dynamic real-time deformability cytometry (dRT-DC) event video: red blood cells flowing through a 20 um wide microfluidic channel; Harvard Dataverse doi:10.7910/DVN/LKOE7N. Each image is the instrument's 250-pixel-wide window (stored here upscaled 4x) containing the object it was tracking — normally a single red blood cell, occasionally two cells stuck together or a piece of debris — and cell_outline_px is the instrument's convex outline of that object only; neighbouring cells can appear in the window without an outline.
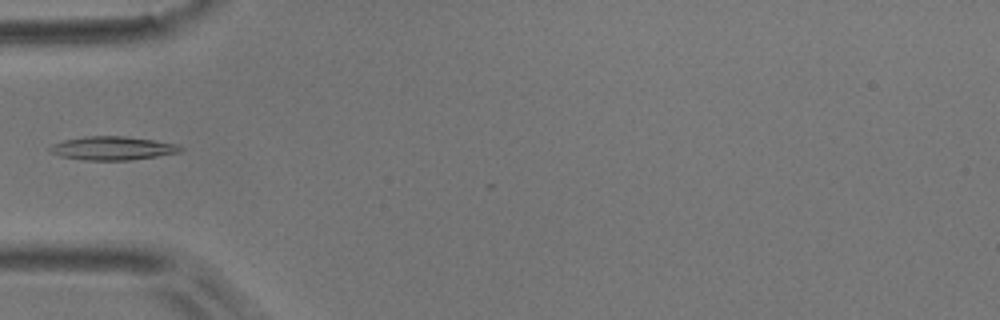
{"species": "common noctule bat (a hibernating species)", "species_latin": "Nyctalus noctula", "temperature_condition": "room temperature", "stored_images_in_passage": 4, "camera_frame_rate_fps": 3000, "um_per_image_px": 0.085, "animal": {"sex": "male", "body_mass_g": 17.9}, "frame": {"image": 1, "passage_image": 3, "time_ms": 3.333, "image_size_px": [1000, 320], "cell_outline_px": [[184, 148], [180, 152], [132, 160], [84, 160], [60, 156], [48, 152], [48, 148], [52, 144], [64, 140], [84, 136], [124, 136], [152, 140], [176, 144]], "centroid_in_image_um": [9.51, 12.6], "position_along_channel_um": 75.5, "area_um2": 17.92}}
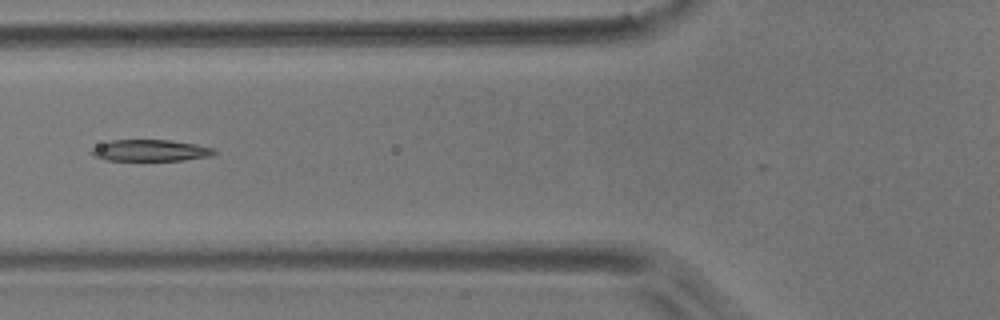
{"frame": {"image": 2, "passage_image": 4, "time_ms": 4.333, "image_size_px": [1000, 320], "cell_outline_px": [[216, 152], [212, 156], [184, 160], [104, 160], [92, 156], [88, 152], [92, 148], [100, 144], [112, 140], [168, 140], [196, 144], [216, 148]], "centroid_in_image_um": [12.77, 12.79], "position_along_channel_um": 113.0, "area_um2": 15.49}}